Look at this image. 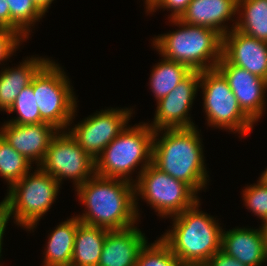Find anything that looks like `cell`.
Instances as JSON below:
<instances>
[{
    "mask_svg": "<svg viewBox=\"0 0 267 266\" xmlns=\"http://www.w3.org/2000/svg\"><path fill=\"white\" fill-rule=\"evenodd\" d=\"M78 201L85 207L76 215L81 223L119 230L139 221L135 207L134 183L118 178L94 175L76 188Z\"/></svg>",
    "mask_w": 267,
    "mask_h": 266,
    "instance_id": "6da1fadb",
    "label": "cell"
},
{
    "mask_svg": "<svg viewBox=\"0 0 267 266\" xmlns=\"http://www.w3.org/2000/svg\"><path fill=\"white\" fill-rule=\"evenodd\" d=\"M197 129L195 126L155 130L152 163L188 184L198 194L207 187L209 175L205 167L203 139Z\"/></svg>",
    "mask_w": 267,
    "mask_h": 266,
    "instance_id": "7a4b0ae2",
    "label": "cell"
},
{
    "mask_svg": "<svg viewBox=\"0 0 267 266\" xmlns=\"http://www.w3.org/2000/svg\"><path fill=\"white\" fill-rule=\"evenodd\" d=\"M200 202L172 216L173 227L160 237L182 264H206L221 250V223L200 211Z\"/></svg>",
    "mask_w": 267,
    "mask_h": 266,
    "instance_id": "3957f363",
    "label": "cell"
},
{
    "mask_svg": "<svg viewBox=\"0 0 267 266\" xmlns=\"http://www.w3.org/2000/svg\"><path fill=\"white\" fill-rule=\"evenodd\" d=\"M180 29L153 38L152 45L161 57L186 65L191 71L214 69L222 58L223 36L217 31L169 19Z\"/></svg>",
    "mask_w": 267,
    "mask_h": 266,
    "instance_id": "277c9868",
    "label": "cell"
},
{
    "mask_svg": "<svg viewBox=\"0 0 267 266\" xmlns=\"http://www.w3.org/2000/svg\"><path fill=\"white\" fill-rule=\"evenodd\" d=\"M153 139L154 130L147 122L133 127L128 124L96 158V175L135 183L141 172L152 163ZM138 166L140 168L134 180L131 175Z\"/></svg>",
    "mask_w": 267,
    "mask_h": 266,
    "instance_id": "5b68a950",
    "label": "cell"
},
{
    "mask_svg": "<svg viewBox=\"0 0 267 266\" xmlns=\"http://www.w3.org/2000/svg\"><path fill=\"white\" fill-rule=\"evenodd\" d=\"M37 169V170H36ZM8 187L2 200L5 218L27 231H33L57 199L60 184L39 166Z\"/></svg>",
    "mask_w": 267,
    "mask_h": 266,
    "instance_id": "8992f818",
    "label": "cell"
},
{
    "mask_svg": "<svg viewBox=\"0 0 267 266\" xmlns=\"http://www.w3.org/2000/svg\"><path fill=\"white\" fill-rule=\"evenodd\" d=\"M69 76L49 60L33 77V92L44 122L66 131L77 115L78 104Z\"/></svg>",
    "mask_w": 267,
    "mask_h": 266,
    "instance_id": "52a82bcc",
    "label": "cell"
},
{
    "mask_svg": "<svg viewBox=\"0 0 267 266\" xmlns=\"http://www.w3.org/2000/svg\"><path fill=\"white\" fill-rule=\"evenodd\" d=\"M134 187L138 218L140 214L137 201L140 198L144 199L161 218L178 215L200 199L188 184L166 174L153 163L141 172Z\"/></svg>",
    "mask_w": 267,
    "mask_h": 266,
    "instance_id": "ba28073f",
    "label": "cell"
},
{
    "mask_svg": "<svg viewBox=\"0 0 267 266\" xmlns=\"http://www.w3.org/2000/svg\"><path fill=\"white\" fill-rule=\"evenodd\" d=\"M199 88L203 94V108L209 127L247 136L254 123L243 113L237 98L224 75L217 69L200 72Z\"/></svg>",
    "mask_w": 267,
    "mask_h": 266,
    "instance_id": "9c48e42d",
    "label": "cell"
},
{
    "mask_svg": "<svg viewBox=\"0 0 267 266\" xmlns=\"http://www.w3.org/2000/svg\"><path fill=\"white\" fill-rule=\"evenodd\" d=\"M39 167L60 185L64 179H72L75 189L96 174L95 160L67 131H59L53 138Z\"/></svg>",
    "mask_w": 267,
    "mask_h": 266,
    "instance_id": "30bf717a",
    "label": "cell"
},
{
    "mask_svg": "<svg viewBox=\"0 0 267 266\" xmlns=\"http://www.w3.org/2000/svg\"><path fill=\"white\" fill-rule=\"evenodd\" d=\"M96 111L70 126L67 132L94 160L128 125L133 108H112Z\"/></svg>",
    "mask_w": 267,
    "mask_h": 266,
    "instance_id": "8fae6325",
    "label": "cell"
},
{
    "mask_svg": "<svg viewBox=\"0 0 267 266\" xmlns=\"http://www.w3.org/2000/svg\"><path fill=\"white\" fill-rule=\"evenodd\" d=\"M199 80L200 71H191L168 95L156 102L154 120L148 125L154 131L195 127L189 111L200 91Z\"/></svg>",
    "mask_w": 267,
    "mask_h": 266,
    "instance_id": "7c38bea8",
    "label": "cell"
},
{
    "mask_svg": "<svg viewBox=\"0 0 267 266\" xmlns=\"http://www.w3.org/2000/svg\"><path fill=\"white\" fill-rule=\"evenodd\" d=\"M227 79L243 113L255 124L265 112L267 80L230 64L223 56L216 67Z\"/></svg>",
    "mask_w": 267,
    "mask_h": 266,
    "instance_id": "4fadbf2b",
    "label": "cell"
},
{
    "mask_svg": "<svg viewBox=\"0 0 267 266\" xmlns=\"http://www.w3.org/2000/svg\"><path fill=\"white\" fill-rule=\"evenodd\" d=\"M59 131L54 125L47 122L30 125L4 122L0 128V135L18 153L39 166L45 158L51 141Z\"/></svg>",
    "mask_w": 267,
    "mask_h": 266,
    "instance_id": "5bb4252c",
    "label": "cell"
},
{
    "mask_svg": "<svg viewBox=\"0 0 267 266\" xmlns=\"http://www.w3.org/2000/svg\"><path fill=\"white\" fill-rule=\"evenodd\" d=\"M222 56L230 64L267 80V42L234 28L223 36Z\"/></svg>",
    "mask_w": 267,
    "mask_h": 266,
    "instance_id": "9a60e30c",
    "label": "cell"
},
{
    "mask_svg": "<svg viewBox=\"0 0 267 266\" xmlns=\"http://www.w3.org/2000/svg\"><path fill=\"white\" fill-rule=\"evenodd\" d=\"M136 226L108 230L98 266H136L139 253L148 242Z\"/></svg>",
    "mask_w": 267,
    "mask_h": 266,
    "instance_id": "2e32d148",
    "label": "cell"
},
{
    "mask_svg": "<svg viewBox=\"0 0 267 266\" xmlns=\"http://www.w3.org/2000/svg\"><path fill=\"white\" fill-rule=\"evenodd\" d=\"M221 250L246 266H262L267 250L262 226L257 229L235 227L222 232Z\"/></svg>",
    "mask_w": 267,
    "mask_h": 266,
    "instance_id": "e0dca14e",
    "label": "cell"
},
{
    "mask_svg": "<svg viewBox=\"0 0 267 266\" xmlns=\"http://www.w3.org/2000/svg\"><path fill=\"white\" fill-rule=\"evenodd\" d=\"M235 15L237 0H192L179 20L188 25L211 28L224 36L235 28ZM228 21L233 22L231 27L225 25Z\"/></svg>",
    "mask_w": 267,
    "mask_h": 266,
    "instance_id": "ac0fdd59",
    "label": "cell"
},
{
    "mask_svg": "<svg viewBox=\"0 0 267 266\" xmlns=\"http://www.w3.org/2000/svg\"><path fill=\"white\" fill-rule=\"evenodd\" d=\"M50 60V58L27 57L16 67L0 71V110L7 112L18 94L29 84L36 73Z\"/></svg>",
    "mask_w": 267,
    "mask_h": 266,
    "instance_id": "d6986e66",
    "label": "cell"
},
{
    "mask_svg": "<svg viewBox=\"0 0 267 266\" xmlns=\"http://www.w3.org/2000/svg\"><path fill=\"white\" fill-rule=\"evenodd\" d=\"M79 223V219L73 216L54 227L43 252V266H70Z\"/></svg>",
    "mask_w": 267,
    "mask_h": 266,
    "instance_id": "ffe728a7",
    "label": "cell"
},
{
    "mask_svg": "<svg viewBox=\"0 0 267 266\" xmlns=\"http://www.w3.org/2000/svg\"><path fill=\"white\" fill-rule=\"evenodd\" d=\"M108 229L79 223L70 266H98Z\"/></svg>",
    "mask_w": 267,
    "mask_h": 266,
    "instance_id": "44dd1931",
    "label": "cell"
},
{
    "mask_svg": "<svg viewBox=\"0 0 267 266\" xmlns=\"http://www.w3.org/2000/svg\"><path fill=\"white\" fill-rule=\"evenodd\" d=\"M236 18V30L267 42V0H237Z\"/></svg>",
    "mask_w": 267,
    "mask_h": 266,
    "instance_id": "7402d4cb",
    "label": "cell"
},
{
    "mask_svg": "<svg viewBox=\"0 0 267 266\" xmlns=\"http://www.w3.org/2000/svg\"><path fill=\"white\" fill-rule=\"evenodd\" d=\"M190 72L182 63L161 58L151 70L148 84L155 100L159 101L168 95Z\"/></svg>",
    "mask_w": 267,
    "mask_h": 266,
    "instance_id": "603a6c76",
    "label": "cell"
},
{
    "mask_svg": "<svg viewBox=\"0 0 267 266\" xmlns=\"http://www.w3.org/2000/svg\"><path fill=\"white\" fill-rule=\"evenodd\" d=\"M32 164L0 135V176L7 181L8 187L31 172Z\"/></svg>",
    "mask_w": 267,
    "mask_h": 266,
    "instance_id": "cb8c5ba5",
    "label": "cell"
},
{
    "mask_svg": "<svg viewBox=\"0 0 267 266\" xmlns=\"http://www.w3.org/2000/svg\"><path fill=\"white\" fill-rule=\"evenodd\" d=\"M10 10V29L18 32L25 40L33 26L45 15L33 0H6ZM32 27V28H31ZM31 28V29H30Z\"/></svg>",
    "mask_w": 267,
    "mask_h": 266,
    "instance_id": "d4e9b609",
    "label": "cell"
},
{
    "mask_svg": "<svg viewBox=\"0 0 267 266\" xmlns=\"http://www.w3.org/2000/svg\"><path fill=\"white\" fill-rule=\"evenodd\" d=\"M13 112H16L18 116L6 122L18 125L39 124L44 122L40 117L38 104L36 102L35 95L33 92V79L31 81V84L26 86L18 94L14 103L7 111V113L9 114H12Z\"/></svg>",
    "mask_w": 267,
    "mask_h": 266,
    "instance_id": "484cf974",
    "label": "cell"
},
{
    "mask_svg": "<svg viewBox=\"0 0 267 266\" xmlns=\"http://www.w3.org/2000/svg\"><path fill=\"white\" fill-rule=\"evenodd\" d=\"M183 264L159 237L153 243H146L141 249L136 266H182Z\"/></svg>",
    "mask_w": 267,
    "mask_h": 266,
    "instance_id": "4316f807",
    "label": "cell"
},
{
    "mask_svg": "<svg viewBox=\"0 0 267 266\" xmlns=\"http://www.w3.org/2000/svg\"><path fill=\"white\" fill-rule=\"evenodd\" d=\"M242 192L246 209L261 219L262 224L267 222V183L259 177L257 183L247 185Z\"/></svg>",
    "mask_w": 267,
    "mask_h": 266,
    "instance_id": "83f0119b",
    "label": "cell"
},
{
    "mask_svg": "<svg viewBox=\"0 0 267 266\" xmlns=\"http://www.w3.org/2000/svg\"><path fill=\"white\" fill-rule=\"evenodd\" d=\"M24 41L18 32L0 27V65L8 61Z\"/></svg>",
    "mask_w": 267,
    "mask_h": 266,
    "instance_id": "f1b7e54d",
    "label": "cell"
},
{
    "mask_svg": "<svg viewBox=\"0 0 267 266\" xmlns=\"http://www.w3.org/2000/svg\"><path fill=\"white\" fill-rule=\"evenodd\" d=\"M192 0H157L147 11L150 13L156 12L158 9H167L171 11V14L168 15V19H179L182 14L186 11L187 6Z\"/></svg>",
    "mask_w": 267,
    "mask_h": 266,
    "instance_id": "f546056e",
    "label": "cell"
},
{
    "mask_svg": "<svg viewBox=\"0 0 267 266\" xmlns=\"http://www.w3.org/2000/svg\"><path fill=\"white\" fill-rule=\"evenodd\" d=\"M206 266H246L232 256L227 255L222 250L215 253L205 264Z\"/></svg>",
    "mask_w": 267,
    "mask_h": 266,
    "instance_id": "4dcf8cb0",
    "label": "cell"
},
{
    "mask_svg": "<svg viewBox=\"0 0 267 266\" xmlns=\"http://www.w3.org/2000/svg\"><path fill=\"white\" fill-rule=\"evenodd\" d=\"M0 27L10 29V10L6 0H0Z\"/></svg>",
    "mask_w": 267,
    "mask_h": 266,
    "instance_id": "1f68e13d",
    "label": "cell"
},
{
    "mask_svg": "<svg viewBox=\"0 0 267 266\" xmlns=\"http://www.w3.org/2000/svg\"><path fill=\"white\" fill-rule=\"evenodd\" d=\"M54 0H33L36 6L45 14Z\"/></svg>",
    "mask_w": 267,
    "mask_h": 266,
    "instance_id": "d6a6232c",
    "label": "cell"
},
{
    "mask_svg": "<svg viewBox=\"0 0 267 266\" xmlns=\"http://www.w3.org/2000/svg\"><path fill=\"white\" fill-rule=\"evenodd\" d=\"M9 221L5 218L1 223H0V258H1V256H2V247H3V237H4V233H5V230H6V226H7V223H8ZM0 266H2L1 265V263H0Z\"/></svg>",
    "mask_w": 267,
    "mask_h": 266,
    "instance_id": "836d02e7",
    "label": "cell"
},
{
    "mask_svg": "<svg viewBox=\"0 0 267 266\" xmlns=\"http://www.w3.org/2000/svg\"><path fill=\"white\" fill-rule=\"evenodd\" d=\"M5 219L4 204L3 201L0 202V223Z\"/></svg>",
    "mask_w": 267,
    "mask_h": 266,
    "instance_id": "e575fe53",
    "label": "cell"
},
{
    "mask_svg": "<svg viewBox=\"0 0 267 266\" xmlns=\"http://www.w3.org/2000/svg\"><path fill=\"white\" fill-rule=\"evenodd\" d=\"M157 0H144L146 11L156 2Z\"/></svg>",
    "mask_w": 267,
    "mask_h": 266,
    "instance_id": "d590c367",
    "label": "cell"
},
{
    "mask_svg": "<svg viewBox=\"0 0 267 266\" xmlns=\"http://www.w3.org/2000/svg\"><path fill=\"white\" fill-rule=\"evenodd\" d=\"M261 225H262V229L264 232L265 244H266V250H267V222H265L264 224H261Z\"/></svg>",
    "mask_w": 267,
    "mask_h": 266,
    "instance_id": "8d00e7d4",
    "label": "cell"
},
{
    "mask_svg": "<svg viewBox=\"0 0 267 266\" xmlns=\"http://www.w3.org/2000/svg\"><path fill=\"white\" fill-rule=\"evenodd\" d=\"M260 178L267 183V168H265V170L262 172V174L260 175Z\"/></svg>",
    "mask_w": 267,
    "mask_h": 266,
    "instance_id": "74e56055",
    "label": "cell"
},
{
    "mask_svg": "<svg viewBox=\"0 0 267 266\" xmlns=\"http://www.w3.org/2000/svg\"><path fill=\"white\" fill-rule=\"evenodd\" d=\"M182 266H206L205 264H183Z\"/></svg>",
    "mask_w": 267,
    "mask_h": 266,
    "instance_id": "f35d334b",
    "label": "cell"
}]
</instances>
